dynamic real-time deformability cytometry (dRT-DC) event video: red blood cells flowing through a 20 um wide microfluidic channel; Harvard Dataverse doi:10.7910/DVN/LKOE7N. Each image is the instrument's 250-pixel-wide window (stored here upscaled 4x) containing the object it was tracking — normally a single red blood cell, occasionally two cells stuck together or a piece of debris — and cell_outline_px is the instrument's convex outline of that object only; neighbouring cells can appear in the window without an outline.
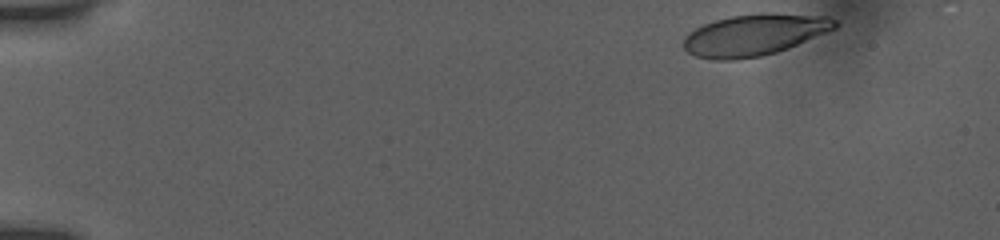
{"species": "human", "species_latin": "Homo sapiens", "temperature_condition": "room temperature", "stored_images_in_passage": 25, "camera_frame_rate_fps": 3000, "um_per_image_px": 0.085, "donor": {"sex": "female"}, "frame": {"image": 1, "passage_image": 1, "time_ms": 0.0, "image_size_px": [1000, 240], "cell_outline_px": [[840, 24], [836, 28], [788, 48], [776, 52], [760, 56], [736, 60], [716, 60], [696, 56], [688, 52], [684, 48], [684, 36], [688, 32], [704, 24], [716, 20], [732, 16], [760, 12], [772, 12], [828, 16], [836, 20]], "centroid_in_image_um": [64.14, 2.95], "position_along_channel_um": 20.9, "area_um2": 36.76}}
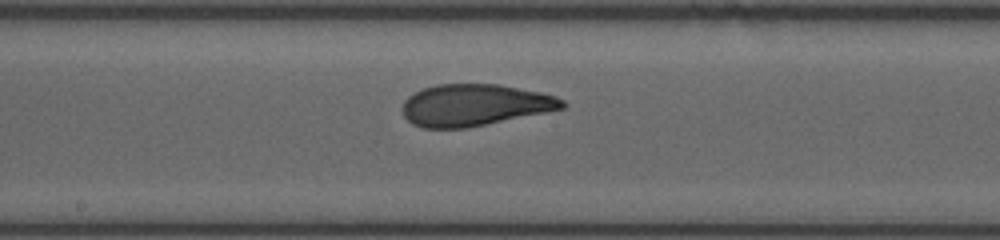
{"frame": {"image": 2, "passage_image": 14, "time_ms": 8.0, "image_size_px": [1000, 240], "cell_outline_px": [[568, 104], [564, 108], [468, 128], [424, 128], [412, 124], [404, 116], [400, 108], [404, 100], [408, 96], [424, 88], [436, 84], [496, 84], [540, 92], [556, 96], [564, 100]], "centroid_in_image_um": [40.31, 8.93], "position_along_channel_um": 207.9, "area_um2": 38.9}}
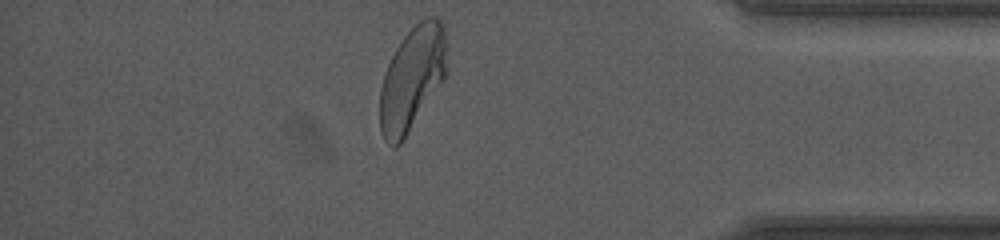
{"frame": {"image": 3, "passage_image": 24, "time_ms": 13.667, "image_size_px": [1000, 240], "cell_outline_px": [[444, 76], [400, 144], [396, 148], [392, 148], [384, 140], [380, 132], [380, 88], [388, 64], [396, 48], [404, 36], [420, 20], [428, 16], [436, 16], [440, 20], [444, 28]], "centroid_in_image_um": [34.96, 6.69], "position_along_channel_um": 400.2, "area_um2": 39.25}, "authors_computed_cell_mechanics": {"area_um2": 39.2462, "velocity_mm_per_s": 3.8636, "shape_relaxation_time_tau1_ms": 6.369, "shape_relaxation_time_tau2_ms": 0.8575, "deformation_change_tau1": 0.2024, "deformation_change_tau2": 0.0753}}